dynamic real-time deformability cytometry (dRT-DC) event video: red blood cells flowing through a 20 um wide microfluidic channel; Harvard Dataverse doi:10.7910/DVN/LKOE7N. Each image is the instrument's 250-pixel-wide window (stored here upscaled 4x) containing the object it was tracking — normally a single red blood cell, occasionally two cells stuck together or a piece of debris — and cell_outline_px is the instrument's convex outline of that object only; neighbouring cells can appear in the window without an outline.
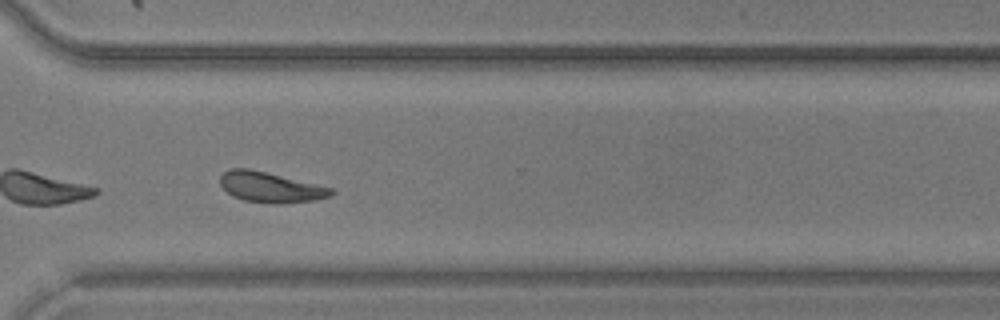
{"species": "common noctule bat (a hibernating species)", "species_latin": "Nyctalus noctula", "temperature_condition": "warm", "stored_images_in_passage": 38, "camera_frame_rate_fps": 3000, "um_per_image_px": 0.085, "animal": {"sex": "male", "body_mass_g": 20.5, "forearm_length_mm": 52.5}, "frame": {"image": 1, "passage_image": 33, "time_ms": 10.667, "image_size_px": [1000, 320], "cell_outline_px": [[336, 192], [332, 196], [316, 200], [280, 204], [276, 204], [244, 200], [232, 196], [220, 184], [220, 176], [228, 168], [248, 168], [316, 184], [332, 188]], "centroid_in_image_um": [23.0, 15.92], "position_along_channel_um": 347.6, "area_um2": 19.59}}